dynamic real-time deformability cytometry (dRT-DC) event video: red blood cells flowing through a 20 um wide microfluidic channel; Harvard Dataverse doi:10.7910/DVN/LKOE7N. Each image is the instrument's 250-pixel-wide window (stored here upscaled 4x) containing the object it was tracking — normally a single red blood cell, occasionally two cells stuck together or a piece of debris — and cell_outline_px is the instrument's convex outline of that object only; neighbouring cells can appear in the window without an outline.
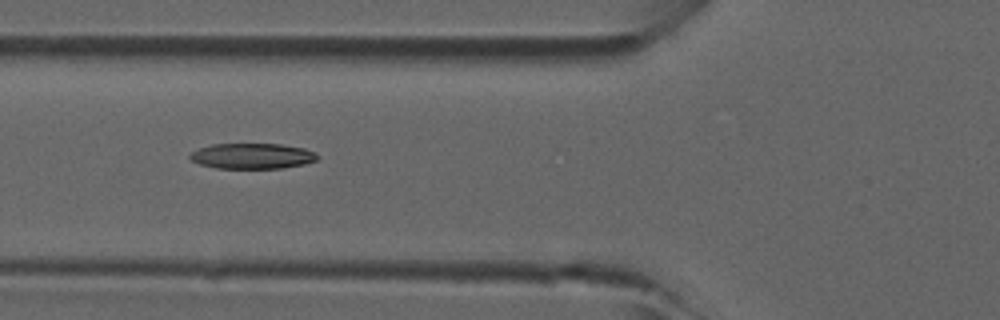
{"species": "common noctule bat (a hibernating species)", "species_latin": "Nyctalus noctula", "temperature_condition": "room temperature", "stored_images_in_passage": 4, "camera_frame_rate_fps": 3000, "um_per_image_px": 0.085, "animal": {"sex": "male", "forearm_length_mm": 52.5}, "frame": {"image": 1, "passage_image": 4, "time_ms": 1.0, "image_size_px": [1000, 320], "cell_outline_px": [[320, 156], [316, 160], [304, 164], [284, 168], [216, 168], [200, 164], [192, 160], [188, 156], [192, 152], [200, 148], [212, 144], [280, 144], [304, 148], [316, 152]], "centroid_in_image_um": [21.48, 13.26], "position_along_channel_um": 104.3, "area_um2": 18.96}}